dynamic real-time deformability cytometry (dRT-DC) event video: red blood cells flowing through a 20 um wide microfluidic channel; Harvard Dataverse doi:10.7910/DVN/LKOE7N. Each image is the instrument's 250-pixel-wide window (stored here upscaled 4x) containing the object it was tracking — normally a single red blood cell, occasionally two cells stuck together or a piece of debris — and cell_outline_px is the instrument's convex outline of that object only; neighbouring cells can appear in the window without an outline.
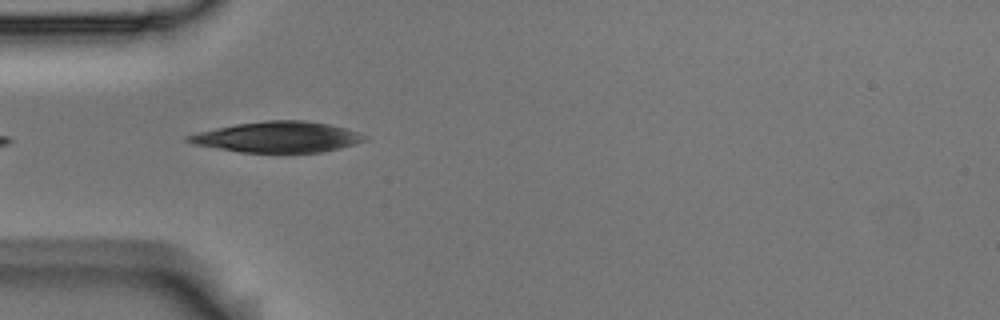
{"species": "Egyptian fruit bat (a non-hibernating species)", "species_latin": "Rousettus aegyptiacus", "temperature_condition": "room temperature", "stored_images_in_passage": 3, "camera_frame_rate_fps": 3000, "um_per_image_px": 0.085, "animal": {"sex": "male"}, "frame": {"image": 1, "passage_image": 3, "time_ms": 0.667, "image_size_px": [1000, 320], "cell_outline_px": [[364, 140], [340, 148], [320, 152], [240, 152], [192, 144], [184, 140], [184, 136], [196, 132], [236, 124], [264, 120], [304, 120], [328, 124], [344, 128], [356, 132], [364, 136]], "centroid_in_image_um": [23.49, 11.64], "position_along_channel_um": 61.5, "area_um2": 31.33}}